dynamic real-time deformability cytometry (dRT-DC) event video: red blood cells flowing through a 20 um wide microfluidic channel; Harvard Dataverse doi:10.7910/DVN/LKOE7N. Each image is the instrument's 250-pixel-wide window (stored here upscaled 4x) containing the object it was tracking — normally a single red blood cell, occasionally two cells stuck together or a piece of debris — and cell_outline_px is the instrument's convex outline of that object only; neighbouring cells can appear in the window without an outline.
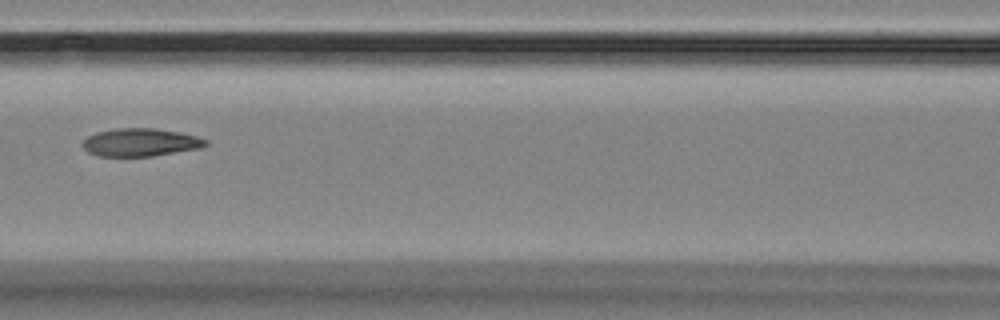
{"species": "Egyptian fruit bat (a non-hibernating species)", "species_latin": "Rousettus aegyptiacus", "temperature_condition": "room temperature", "stored_images_in_passage": 14, "segment_of_instrument_passage": [1, 2], "camera_frame_rate_fps": 3000, "um_per_image_px": 0.085, "animal": {"sex": "female"}, "frame": {"image": 1, "passage_image": 5, "time_ms": 5.667, "image_size_px": [1000, 320], "cell_outline_px": [[208, 144], [200, 148], [152, 156], [100, 156], [88, 152], [80, 144], [88, 136], [96, 132], [116, 128], [156, 128], [180, 132], [196, 136], [208, 140]], "centroid_in_image_um": [11.93, 12.09], "position_along_channel_um": 154.7, "area_um2": 20.06}}
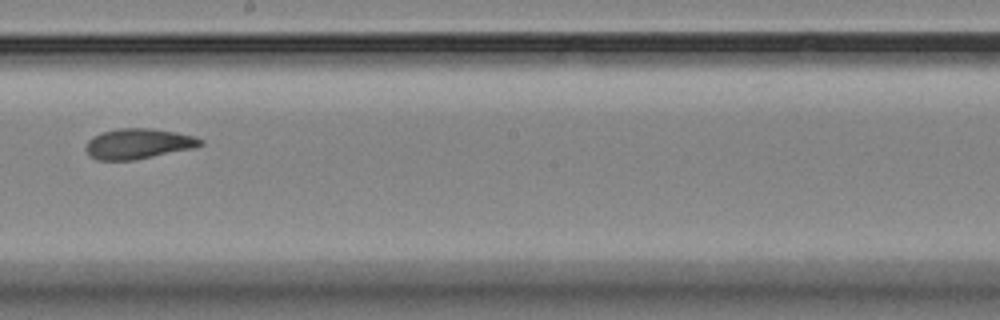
{"frame": {"image": 2, "passage_image": 7, "time_ms": 8.0, "image_size_px": [1000, 320], "cell_outline_px": [[204, 144], [196, 148], [136, 160], [96, 160], [88, 156], [84, 148], [88, 140], [92, 136], [100, 132], [120, 128], [152, 128], [176, 132], [196, 136], [204, 140]], "centroid_in_image_um": [11.76, 12.22], "position_along_channel_um": 236.4, "area_um2": 20.81}}
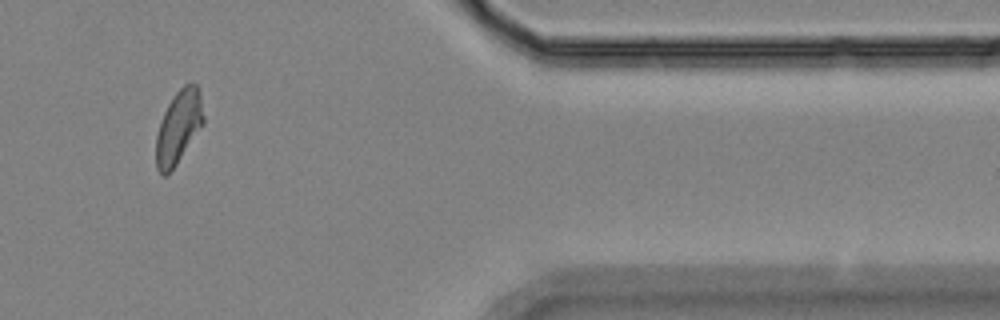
{"frame": {"image": 3, "passage_image": 11, "time_ms": 13.333, "image_size_px": [1000, 320], "cell_outline_px": [[204, 124], [176, 164], [164, 176], [156, 168], [156, 136], [160, 120], [172, 96], [184, 84], [196, 84], [200, 96], [204, 116]], "centroid_in_image_um": [15.17, 10.78], "position_along_channel_um": 396.2, "area_um2": 20.0}}